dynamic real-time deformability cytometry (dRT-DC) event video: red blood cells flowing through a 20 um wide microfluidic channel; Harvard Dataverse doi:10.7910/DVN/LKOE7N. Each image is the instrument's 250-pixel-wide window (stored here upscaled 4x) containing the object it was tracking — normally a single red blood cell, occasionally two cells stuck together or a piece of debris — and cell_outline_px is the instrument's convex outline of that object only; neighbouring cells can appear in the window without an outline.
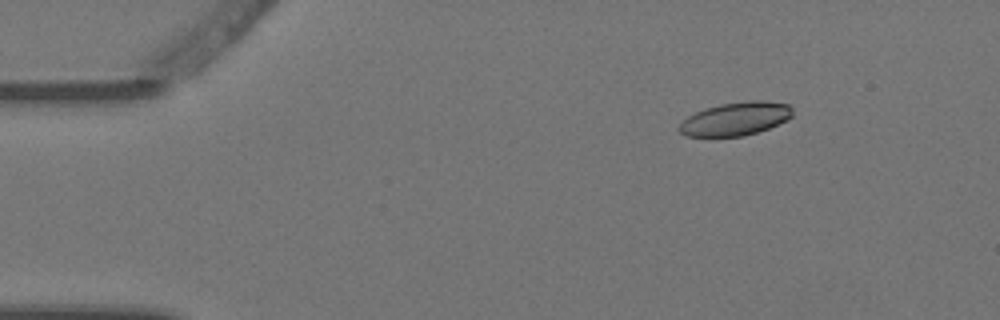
{"species": "Egyptian fruit bat (a non-hibernating species)", "species_latin": "Rousettus aegyptiacus", "temperature_condition": "warm", "stored_images_in_passage": 3, "camera_frame_rate_fps": 3000, "um_per_image_px": 0.085, "animal": {"sex": "female"}, "frame": {"image": 1, "passage_image": 2, "time_ms": 0.333, "image_size_px": [1000, 320], "cell_outline_px": [[792, 116], [788, 120], [768, 128], [744, 136], [688, 136], [680, 132], [676, 128], [688, 116], [704, 108], [720, 104], [748, 100], [764, 100], [788, 104], [792, 108]], "centroid_in_image_um": [62.53, 10.09], "position_along_channel_um": 22.5, "area_um2": 22.02}}